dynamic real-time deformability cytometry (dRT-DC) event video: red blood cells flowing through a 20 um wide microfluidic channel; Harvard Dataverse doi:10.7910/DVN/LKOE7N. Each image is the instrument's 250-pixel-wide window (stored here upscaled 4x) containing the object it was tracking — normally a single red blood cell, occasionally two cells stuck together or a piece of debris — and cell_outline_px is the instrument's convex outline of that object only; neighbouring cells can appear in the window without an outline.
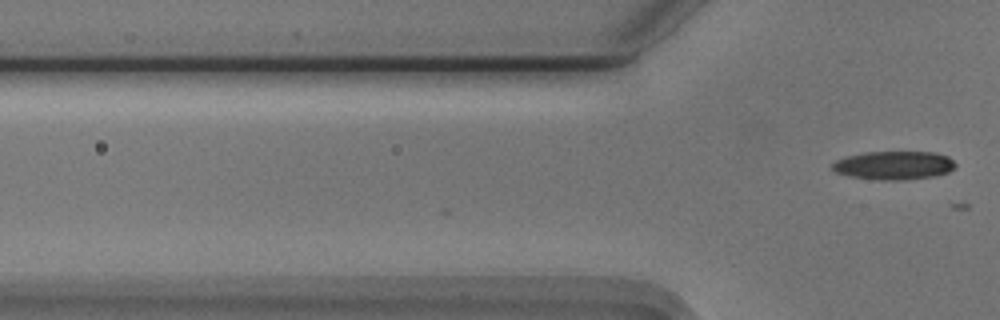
{"species": "Egyptian fruit bat (a non-hibernating species)", "species_latin": "Rousettus aegyptiacus", "temperature_condition": "cold", "stored_images_in_passage": 2, "camera_frame_rate_fps": 3000, "um_per_image_px": 0.085, "animal": {"sex": "male"}, "frame": {"image": 1, "passage_image": 2, "time_ms": 0.333, "image_size_px": [1000, 320], "cell_outline_px": [[956, 164], [948, 172], [932, 176], [904, 180], [880, 180], [848, 176], [836, 172], [832, 168], [832, 164], [836, 160], [848, 156], [864, 152], [936, 152], [948, 156]], "centroid_in_image_um": [75.97, 14.05], "position_along_channel_um": 49.8, "area_um2": 20.35}}